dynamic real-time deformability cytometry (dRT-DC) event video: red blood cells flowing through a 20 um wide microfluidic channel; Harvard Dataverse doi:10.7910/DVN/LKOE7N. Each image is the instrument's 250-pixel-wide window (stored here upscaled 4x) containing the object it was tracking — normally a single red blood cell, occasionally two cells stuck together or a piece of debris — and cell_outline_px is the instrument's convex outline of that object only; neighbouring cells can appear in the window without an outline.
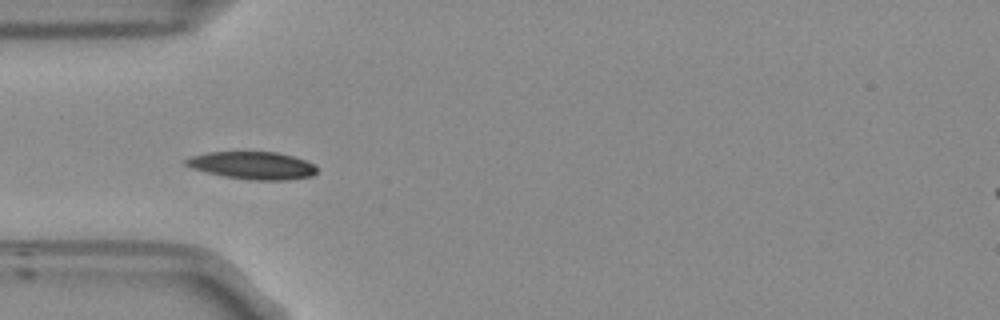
{"species": "Egyptian fruit bat (a non-hibernating species)", "species_latin": "Rousettus aegyptiacus", "temperature_condition": "room temperature", "stored_images_in_passage": 16, "camera_frame_rate_fps": 3000, "um_per_image_px": 0.085, "frame": {"image": 1, "passage_image": 3, "time_ms": 0.667, "image_size_px": [1000, 320], "cell_outline_px": [[316, 172], [312, 176], [288, 180], [248, 180], [224, 176], [192, 168], [184, 164], [184, 160], [192, 156], [208, 152], [276, 152], [292, 156], [304, 160], [312, 164], [316, 168]], "centroid_in_image_um": [21.45, 14.07], "position_along_channel_um": 63.5, "area_um2": 20.87}}